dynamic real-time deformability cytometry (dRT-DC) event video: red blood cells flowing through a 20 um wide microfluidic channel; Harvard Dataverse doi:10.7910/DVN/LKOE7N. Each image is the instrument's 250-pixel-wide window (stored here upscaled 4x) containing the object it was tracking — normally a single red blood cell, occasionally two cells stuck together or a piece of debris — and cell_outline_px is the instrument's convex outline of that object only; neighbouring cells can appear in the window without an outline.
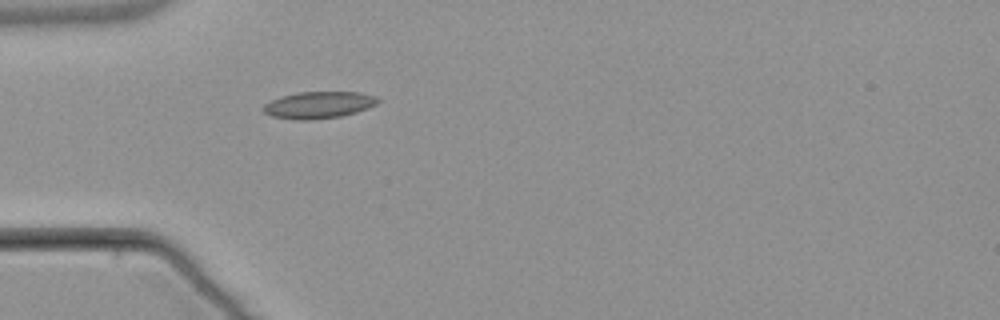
{"species": "common noctule bat (a hibernating species)", "species_latin": "Nyctalus noctula", "temperature_condition": "warm", "stored_images_in_passage": 1, "camera_frame_rate_fps": 3000, "um_per_image_px": 0.085, "animal": {"sex": "male", "body_mass_g": 21.5, "forearm_length_mm": 52.0}, "frame": {"image": 1, "passage_image": 1, "time_ms": 0.0, "image_size_px": [1000, 320], "cell_outline_px": [[380, 100], [376, 104], [368, 108], [356, 112], [340, 116], [312, 120], [296, 120], [272, 116], [264, 112], [260, 108], [264, 104], [280, 96], [296, 92], [360, 92], [376, 96]], "centroid_in_image_um": [27.06, 8.92], "position_along_channel_um": 57.9, "area_um2": 18.03}}